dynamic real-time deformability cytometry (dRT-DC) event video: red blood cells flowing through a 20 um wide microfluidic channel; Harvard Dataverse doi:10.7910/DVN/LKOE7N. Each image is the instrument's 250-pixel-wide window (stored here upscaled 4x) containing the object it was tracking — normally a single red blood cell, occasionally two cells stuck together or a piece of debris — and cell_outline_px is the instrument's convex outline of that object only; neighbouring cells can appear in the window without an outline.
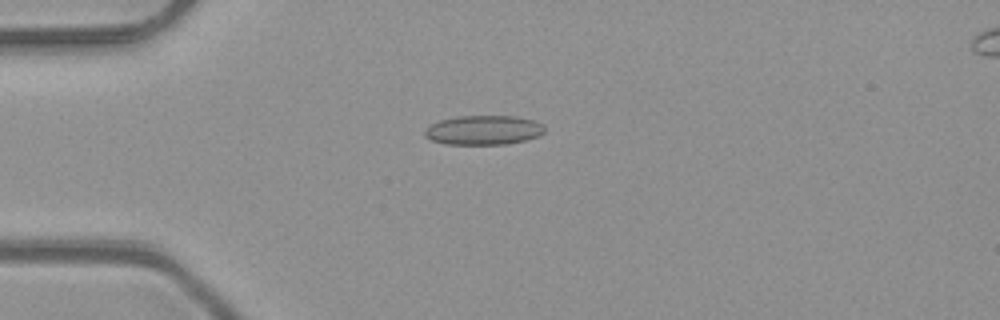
{"species": "common noctule bat (a hibernating species)", "species_latin": "Nyctalus noctula", "temperature_condition": "room temperature", "stored_images_in_passage": 46, "camera_frame_rate_fps": 3000, "um_per_image_px": 0.085, "animal": {"sex": "male", "body_mass_g": 23.1, "forearm_length_mm": 52.7}, "frame": {"image": 1, "passage_image": 9, "time_ms": 2.667, "image_size_px": [1000, 320], "cell_outline_px": [[544, 132], [540, 136], [524, 140], [504, 144], [444, 144], [432, 140], [424, 136], [424, 128], [440, 120], [456, 116], [516, 116], [532, 120], [544, 124]], "centroid_in_image_um": [41.09, 11.05], "position_along_channel_um": 43.9, "area_um2": 20.58}}
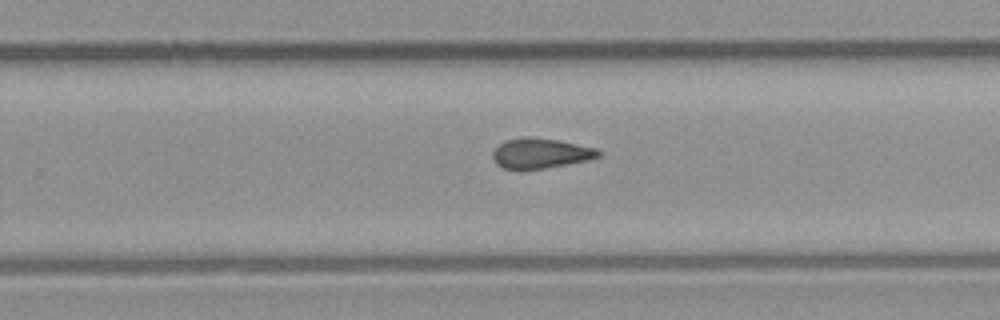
{"frame": {"image": 2, "passage_image": 28, "time_ms": 9.0, "image_size_px": [1000, 320], "cell_outline_px": [[600, 156], [588, 160], [544, 168], [504, 168], [496, 164], [492, 156], [492, 152], [504, 140], [524, 136], [528, 136], [560, 140], [596, 148], [600, 152]], "centroid_in_image_um": [45.94, 13.0], "position_along_channel_um": 283.9, "area_um2": 18.38}}
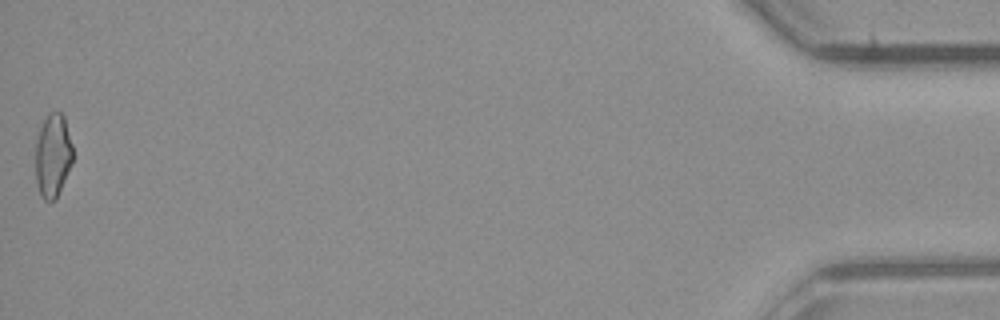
{"frame": {"image": 3, "passage_image": 46, "time_ms": 15.0, "image_size_px": [1000, 320], "cell_outline_px": [[72, 164], [56, 200], [44, 200], [40, 196], [36, 180], [36, 140], [40, 128], [48, 112], [60, 112], [64, 116], [72, 144]], "centroid_in_image_um": [4.49, 13.23], "position_along_channel_um": 430.7, "area_um2": 18.21}, "authors_computed_cell_mechanics": {"area_um2": 18.6405, "velocity_mm_per_s": 4.1395, "shape_relaxation_time_tau1_ms": null, "shape_relaxation_time_tau2_ms": 3.932, "deformation_change_tau1": null, "deformation_change_tau2": 0.129}}